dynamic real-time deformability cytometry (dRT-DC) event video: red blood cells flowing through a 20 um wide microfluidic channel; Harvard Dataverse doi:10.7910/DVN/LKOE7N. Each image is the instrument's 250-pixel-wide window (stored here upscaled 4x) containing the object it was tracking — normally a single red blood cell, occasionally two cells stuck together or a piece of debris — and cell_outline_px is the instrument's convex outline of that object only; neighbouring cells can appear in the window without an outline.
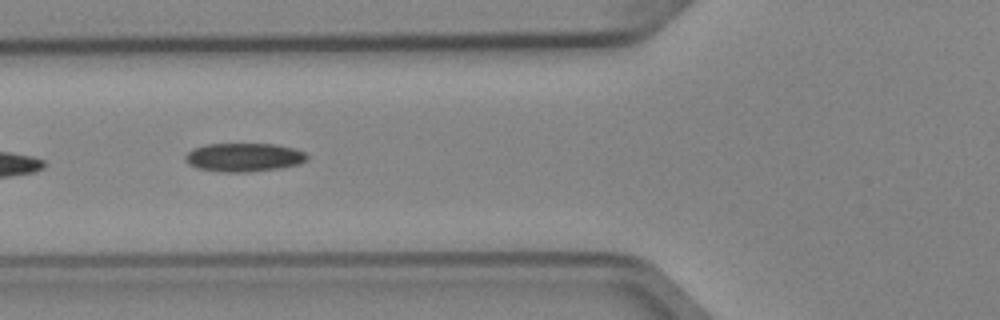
{"species": "Egyptian fruit bat (a non-hibernating species)", "species_latin": "Rousettus aegyptiacus", "temperature_condition": "cold", "stored_images_in_passage": 6, "camera_frame_rate_fps": 3000, "um_per_image_px": 0.085, "animal": {"sex": "female"}, "frame": {"image": 1, "passage_image": 4, "time_ms": 1.0, "image_size_px": [1000, 320], "cell_outline_px": [[308, 160], [300, 164], [280, 168], [248, 172], [224, 172], [196, 168], [188, 164], [184, 160], [184, 156], [192, 148], [208, 144], [276, 144], [292, 148], [304, 152], [308, 156]], "centroid_in_image_um": [20.72, 13.37], "position_along_channel_um": 105.1, "area_um2": 20.4}}
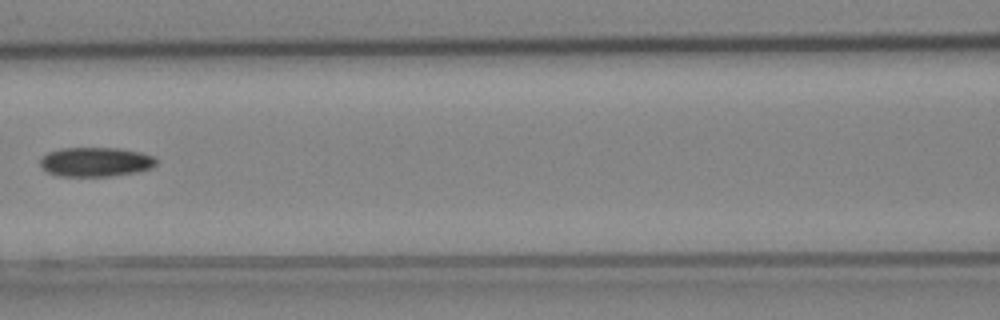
{"frame": {"image": 2, "passage_image": 5, "time_ms": 1.333, "image_size_px": [1000, 320], "cell_outline_px": [[156, 164], [152, 168], [136, 172], [108, 176], [64, 176], [48, 172], [40, 164], [40, 160], [48, 152], [60, 148], [120, 148], [140, 152], [152, 156], [156, 160]], "centroid_in_image_um": [8.14, 13.75], "position_along_channel_um": 158.5, "area_um2": 19.65}}